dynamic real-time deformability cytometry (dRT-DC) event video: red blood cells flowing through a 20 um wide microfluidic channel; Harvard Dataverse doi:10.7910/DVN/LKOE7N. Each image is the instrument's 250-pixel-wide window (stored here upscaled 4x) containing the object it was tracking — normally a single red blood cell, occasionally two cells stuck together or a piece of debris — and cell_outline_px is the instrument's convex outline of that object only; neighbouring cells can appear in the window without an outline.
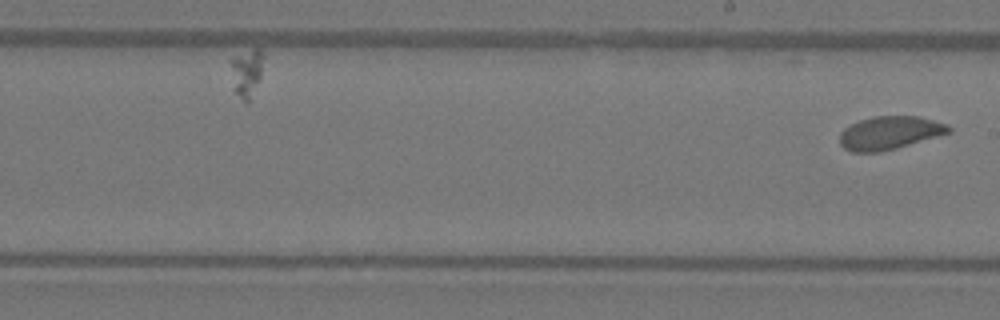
{"species": "Egyptian fruit bat (a non-hibernating species)", "species_latin": "Rousettus aegyptiacus", "temperature_condition": "warm", "stored_images_in_passage": 25, "segment_of_instrument_passage": [2, 2], "camera_frame_rate_fps": 3000, "um_per_image_px": 0.085, "animal": {"sex": "female"}, "frame": {"image": 1, "passage_image": 25, "time_ms": 8.0, "image_size_px": [1000, 320], "cell_outline_px": [[952, 132], [896, 148], [880, 152], [852, 152], [844, 148], [840, 144], [840, 132], [844, 128], [860, 120], [872, 116], [920, 116], [948, 124], [952, 128]], "centroid_in_image_um": [75.64, 11.28], "position_along_channel_um": 213.4, "area_um2": 21.15}}